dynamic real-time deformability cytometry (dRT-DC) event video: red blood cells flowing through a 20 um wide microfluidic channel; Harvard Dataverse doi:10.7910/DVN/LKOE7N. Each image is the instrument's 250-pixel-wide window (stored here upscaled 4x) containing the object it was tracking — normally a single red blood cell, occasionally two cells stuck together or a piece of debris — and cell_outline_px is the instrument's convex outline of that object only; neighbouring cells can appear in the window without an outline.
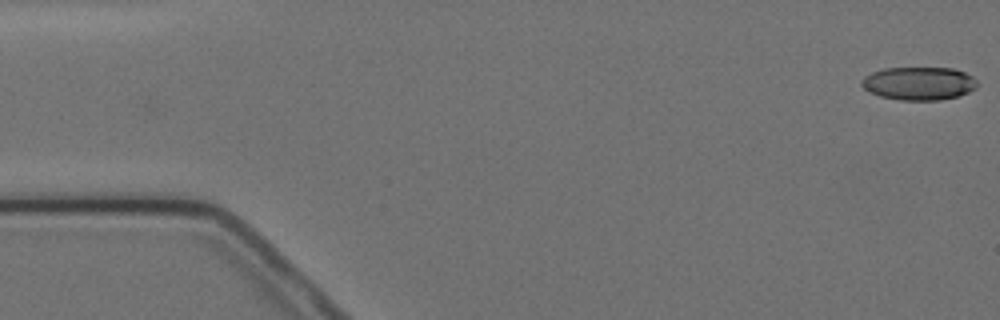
{"species": "Egyptian fruit bat (a non-hibernating species)", "species_latin": "Rousettus aegyptiacus", "temperature_condition": "cold", "stored_images_in_passage": 3, "camera_frame_rate_fps": 3000, "um_per_image_px": 0.085, "animal": {"sex": "female"}, "frame": {"image": 1, "passage_image": 1, "time_ms": 0.0, "image_size_px": [1000, 320], "cell_outline_px": [[980, 84], [976, 88], [960, 96], [940, 100], [900, 100], [880, 96], [864, 88], [860, 84], [860, 80], [864, 76], [872, 72], [884, 68], [952, 68], [964, 72], [972, 76]], "centroid_in_image_um": [78.12, 7.09], "position_along_channel_um": 6.9, "area_um2": 22.48}}